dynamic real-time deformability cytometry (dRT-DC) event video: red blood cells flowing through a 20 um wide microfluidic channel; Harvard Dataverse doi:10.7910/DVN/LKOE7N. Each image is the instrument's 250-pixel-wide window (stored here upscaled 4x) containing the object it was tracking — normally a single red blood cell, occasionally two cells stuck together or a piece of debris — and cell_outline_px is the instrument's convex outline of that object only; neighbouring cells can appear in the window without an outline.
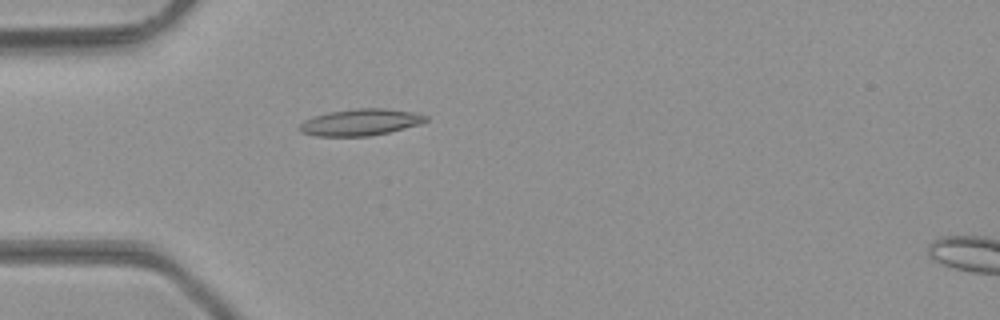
{"species": "common noctule bat (a hibernating species)", "species_latin": "Nyctalus noctula", "temperature_condition": "room temperature", "stored_images_in_passage": 35, "camera_frame_rate_fps": 3000, "um_per_image_px": 0.085, "animal": {"sex": "male", "body_mass_g": 23.1, "forearm_length_mm": 52.7}, "frame": {"image": 1, "passage_image": 2, "time_ms": 0.333, "image_size_px": [1000, 320], "cell_outline_px": [[428, 120], [420, 124], [388, 132], [368, 136], [316, 136], [300, 132], [296, 128], [304, 120], [312, 116], [328, 112], [352, 108], [384, 108], [412, 112], [428, 116]], "centroid_in_image_um": [30.58, 10.38], "position_along_channel_um": 54.4, "area_um2": 19.71}}
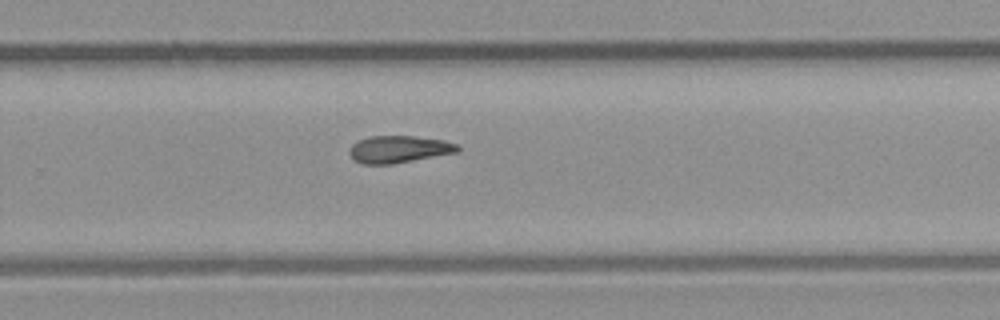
{"frame": {"image": 2, "passage_image": 19, "time_ms": 6.0, "image_size_px": [1000, 320], "cell_outline_px": [[460, 152], [392, 164], [364, 164], [356, 160], [348, 152], [348, 148], [356, 140], [368, 136], [416, 136], [444, 140], [460, 144]], "centroid_in_image_um": [33.93, 12.67], "position_along_channel_um": 295.9, "area_um2": 17.4}}
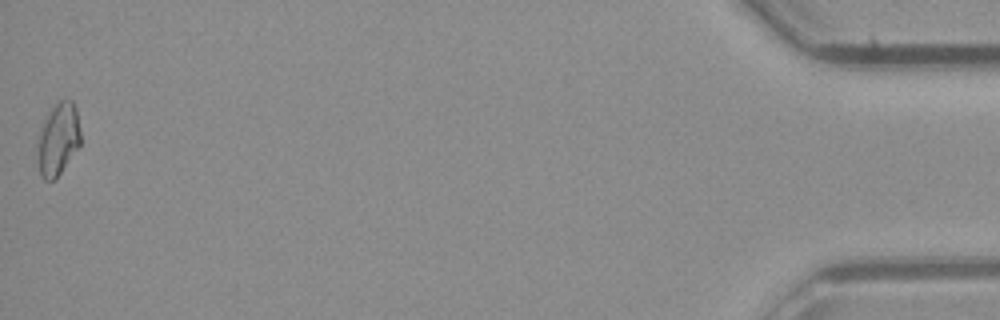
{"frame": {"image": 3, "passage_image": 35, "time_ms": 11.333, "image_size_px": [1000, 320], "cell_outline_px": [[80, 144], [60, 172], [52, 180], [44, 180], [40, 176], [40, 132], [44, 120], [48, 112], [60, 100], [72, 100], [76, 108], [80, 132]], "centroid_in_image_um": [4.98, 11.78], "position_along_channel_um": 430.2, "area_um2": 17.22}}